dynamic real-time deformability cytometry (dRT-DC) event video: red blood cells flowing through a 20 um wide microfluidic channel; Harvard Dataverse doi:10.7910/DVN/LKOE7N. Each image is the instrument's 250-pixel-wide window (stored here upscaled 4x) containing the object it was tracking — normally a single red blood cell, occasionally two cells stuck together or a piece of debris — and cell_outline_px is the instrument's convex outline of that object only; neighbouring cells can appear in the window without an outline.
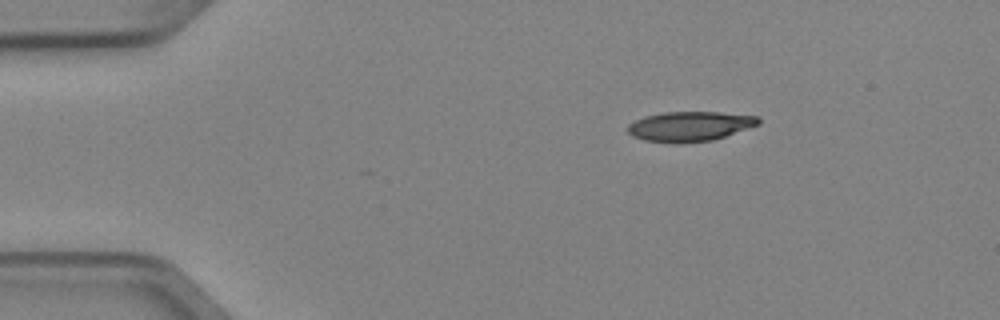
{"species": "Egyptian fruit bat (a non-hibernating species)", "species_latin": "Rousettus aegyptiacus", "temperature_condition": "cold", "stored_images_in_passage": 3, "camera_frame_rate_fps": 3000, "um_per_image_px": 0.085, "animal": {"sex": "female"}, "frame": {"image": 1, "passage_image": 1, "time_ms": 0.0, "image_size_px": [1000, 320], "cell_outline_px": [[760, 124], [712, 140], [644, 140], [632, 136], [628, 132], [628, 124], [644, 116], [664, 112], [720, 112], [760, 116]], "centroid_in_image_um": [58.68, 10.68], "position_along_channel_um": 26.3, "area_um2": 21.79}}
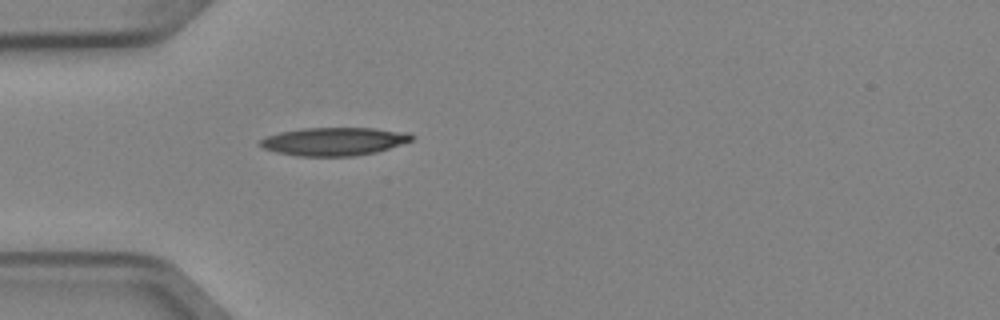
{"frame": {"image": 2, "passage_image": 3, "time_ms": 0.667, "image_size_px": [1000, 320], "cell_outline_px": [[416, 136], [412, 140], [376, 152], [356, 156], [300, 156], [276, 152], [264, 148], [260, 144], [260, 140], [268, 136], [280, 132], [300, 128], [376, 128], [408, 132]], "centroid_in_image_um": [28.42, 12.01], "position_along_channel_um": 56.6, "area_um2": 24.8}}